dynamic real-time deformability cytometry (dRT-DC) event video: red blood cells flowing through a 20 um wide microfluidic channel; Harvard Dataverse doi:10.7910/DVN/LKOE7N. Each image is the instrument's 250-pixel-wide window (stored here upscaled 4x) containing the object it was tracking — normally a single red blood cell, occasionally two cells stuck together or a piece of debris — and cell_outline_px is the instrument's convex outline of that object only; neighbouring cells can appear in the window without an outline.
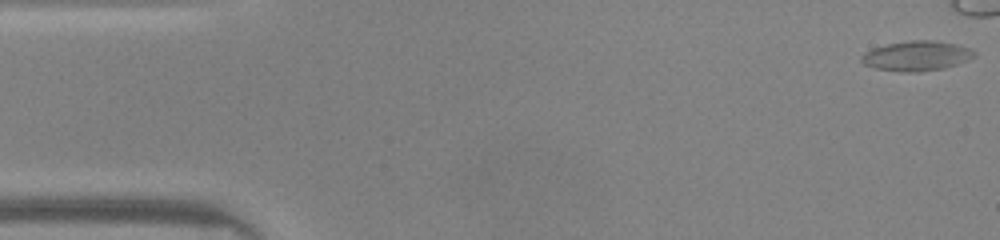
{"species": "common noctule bat (a hibernating species)", "species_latin": "Nyctalus noctula", "temperature_condition": "warm", "stored_images_in_passage": 7, "camera_frame_rate_fps": 3000, "um_per_image_px": 0.085, "animal": {"sex": "male", "body_mass_g": 20.0, "forearm_length_mm": 53.3}, "frame": {"image": 1, "passage_image": 1, "time_ms": 0.0, "image_size_px": [1000, 240], "cell_outline_px": [[976, 56], [956, 64], [944, 68], [920, 72], [900, 72], [876, 68], [864, 64], [860, 60], [860, 56], [864, 52], [872, 48], [888, 44], [912, 40], [932, 40], [956, 44], [968, 48], [976, 52]], "centroid_in_image_um": [77.88, 4.75], "position_along_channel_um": 7.1, "area_um2": 19.59}}